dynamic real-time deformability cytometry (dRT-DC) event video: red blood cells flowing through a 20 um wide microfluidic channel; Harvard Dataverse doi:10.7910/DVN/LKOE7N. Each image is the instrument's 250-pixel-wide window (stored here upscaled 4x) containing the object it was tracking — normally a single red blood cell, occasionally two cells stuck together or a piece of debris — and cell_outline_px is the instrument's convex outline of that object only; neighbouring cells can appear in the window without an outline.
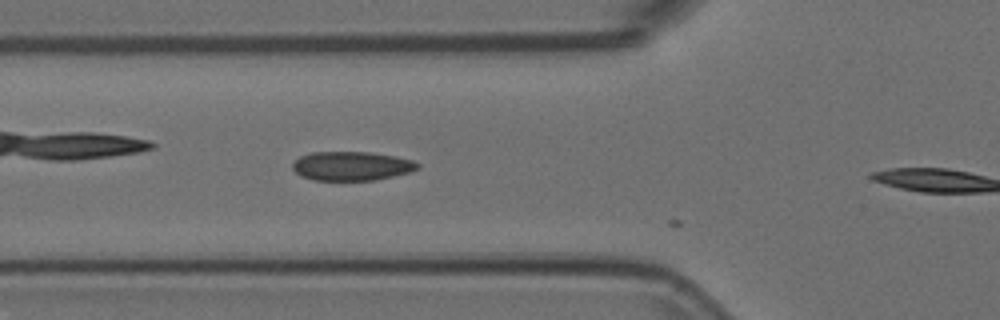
{"species": "Egyptian fruit bat (a non-hibernating species)", "species_latin": "Rousettus aegyptiacus", "temperature_condition": "room temperature", "stored_images_in_passage": 6, "camera_frame_rate_fps": 3000, "um_per_image_px": 0.085, "animal": {"sex": "female"}, "frame": {"image": 1, "passage_image": 5, "time_ms": 1.333, "image_size_px": [1000, 320], "cell_outline_px": [[420, 168], [408, 172], [376, 180], [312, 180], [300, 176], [292, 168], [292, 164], [300, 156], [312, 152], [368, 152], [396, 156], [412, 160], [420, 164]], "centroid_in_image_um": [29.87, 14.11], "position_along_channel_um": 95.9, "area_um2": 21.15}}